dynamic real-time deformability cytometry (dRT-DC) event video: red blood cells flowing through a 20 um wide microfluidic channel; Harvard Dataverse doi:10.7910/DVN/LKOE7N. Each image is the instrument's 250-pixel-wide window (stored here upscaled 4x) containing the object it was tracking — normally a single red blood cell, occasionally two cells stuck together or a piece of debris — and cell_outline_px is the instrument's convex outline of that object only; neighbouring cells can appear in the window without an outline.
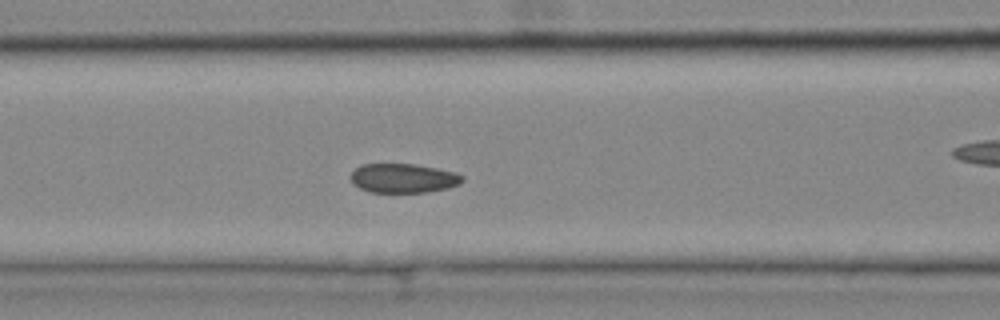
{"species": "common noctule bat (a hibernating species)", "species_latin": "Nyctalus noctula", "temperature_condition": "cold", "stored_images_in_passage": 50, "camera_frame_rate_fps": 3000, "um_per_image_px": 0.085, "animal": {"sex": "female", "body_mass_g": 25.1}, "frame": {"image": 1, "passage_image": 17, "time_ms": 5.333, "image_size_px": [1000, 320], "cell_outline_px": [[464, 180], [460, 184], [448, 188], [428, 192], [368, 192], [352, 184], [352, 172], [356, 168], [364, 164], [412, 164], [436, 168], [456, 172], [464, 176]], "centroid_in_image_um": [34.31, 15.15], "position_along_channel_um": 132.3, "area_um2": 19.02}}
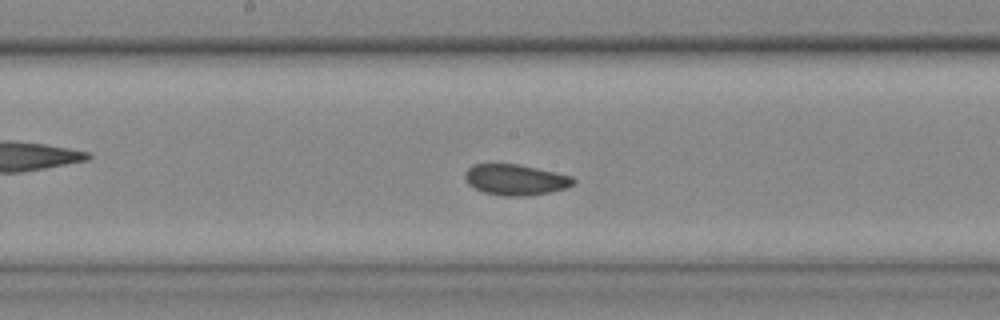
{"frame": {"image": 2, "passage_image": 23, "time_ms": 7.333, "image_size_px": [1000, 320], "cell_outline_px": [[576, 184], [568, 188], [528, 196], [504, 196], [484, 192], [468, 184], [464, 180], [464, 172], [472, 164], [516, 164], [536, 168], [572, 176], [576, 180]], "centroid_in_image_um": [43.82, 15.28], "position_along_channel_um": 204.4, "area_um2": 19.54}}
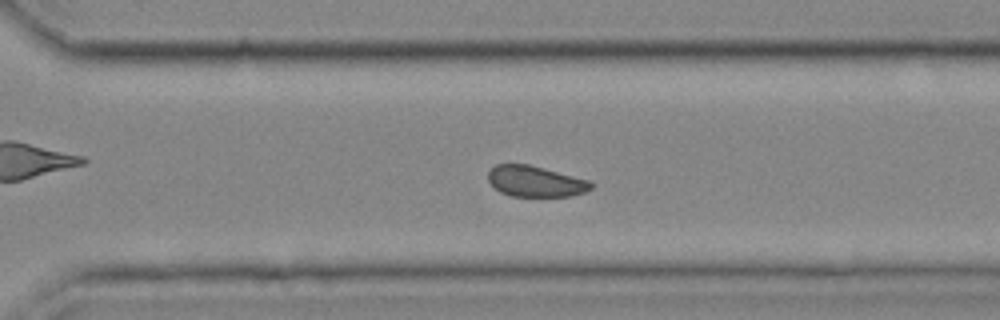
{"frame": {"image": 3, "passage_image": 33, "time_ms": 10.667, "image_size_px": [1000, 320], "cell_outline_px": [[592, 188], [588, 192], [572, 196], [512, 196], [500, 192], [488, 180], [488, 172], [496, 164], [528, 164], [544, 168], [588, 180], [592, 184]], "centroid_in_image_um": [45.52, 15.42], "position_along_channel_um": 325.1, "area_um2": 18.44}, "authors_computed_cell_mechanics": {"area_um2": 19.5653, "velocity_mm_per_s": 3.6176, "shape_relaxation_time_tau1_ms": null, "shape_relaxation_time_tau2_ms": 3.6786, "deformation_change_tau1": null, "deformation_change_tau2": 0.0476}}